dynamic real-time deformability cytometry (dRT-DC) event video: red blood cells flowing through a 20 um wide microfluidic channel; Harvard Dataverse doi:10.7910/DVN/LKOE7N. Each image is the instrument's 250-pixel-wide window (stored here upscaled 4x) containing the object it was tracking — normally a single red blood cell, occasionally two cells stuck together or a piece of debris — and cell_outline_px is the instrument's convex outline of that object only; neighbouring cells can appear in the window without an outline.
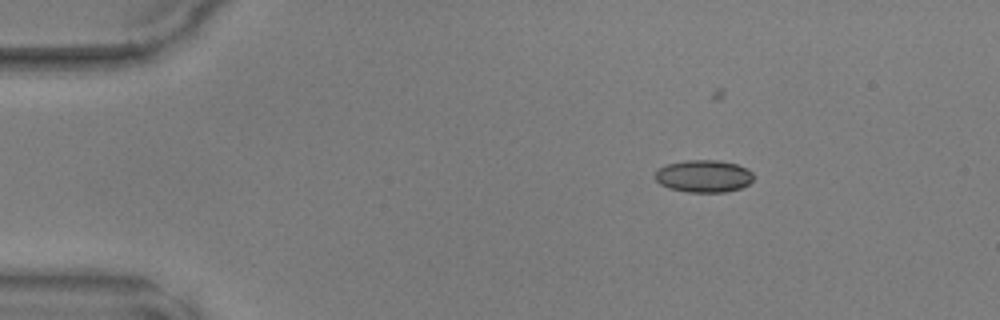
{"species": "common noctule bat (a hibernating species)", "species_latin": "Nyctalus noctula", "temperature_condition": "warm", "stored_images_in_passage": 32, "camera_frame_rate_fps": 3000, "um_per_image_px": 0.085, "animal": {"sex": "male", "body_mass_g": 17.9, "forearm_length_mm": 54.2}, "frame": {"image": 1, "passage_image": 1, "time_ms": 0.0, "image_size_px": [1000, 320], "cell_outline_px": [[752, 180], [748, 184], [740, 188], [724, 192], [688, 192], [668, 188], [660, 184], [656, 180], [656, 172], [660, 168], [668, 164], [684, 160], [716, 160], [736, 164], [748, 168], [752, 172]], "centroid_in_image_um": [59.82, 14.97], "position_along_channel_um": 25.2, "area_um2": 18.44}}
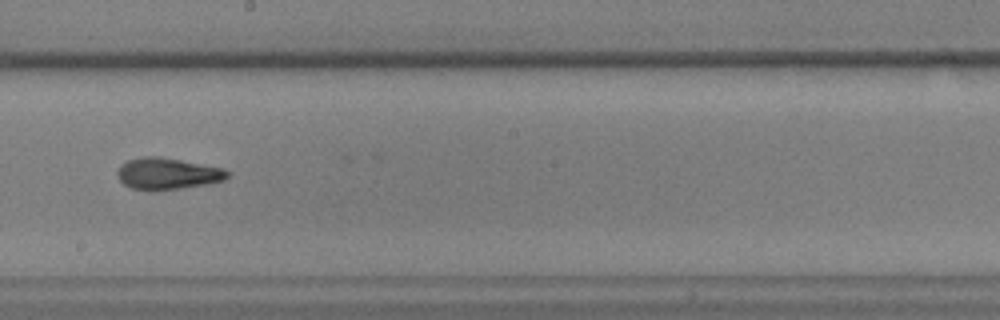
{"frame": {"image": 2, "passage_image": 21, "time_ms": 6.667, "image_size_px": [1000, 320], "cell_outline_px": [[232, 172], [224, 180], [204, 184], [180, 188], [132, 188], [124, 184], [120, 180], [116, 172], [120, 164], [128, 160], [144, 156], [160, 156], [224, 168]], "centroid_in_image_um": [14.26, 14.71], "position_along_channel_um": 233.9, "area_um2": 19.77}}
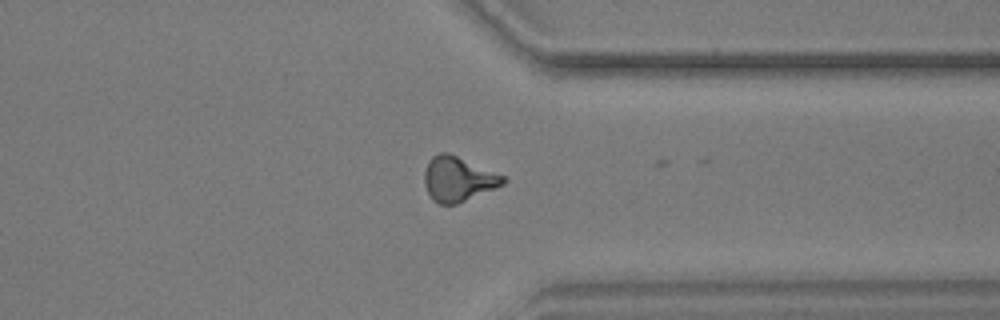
{"frame": {"image": 3, "passage_image": 31, "time_ms": 10.0, "image_size_px": [1000, 320], "cell_outline_px": [[508, 180], [504, 184], [496, 188], [456, 204], [440, 204], [432, 200], [424, 184], [424, 172], [428, 160], [432, 156], [440, 152], [448, 152], [504, 176]], "centroid_in_image_um": [38.92, 15.21], "position_along_channel_um": 372.5, "area_um2": 20.46}}